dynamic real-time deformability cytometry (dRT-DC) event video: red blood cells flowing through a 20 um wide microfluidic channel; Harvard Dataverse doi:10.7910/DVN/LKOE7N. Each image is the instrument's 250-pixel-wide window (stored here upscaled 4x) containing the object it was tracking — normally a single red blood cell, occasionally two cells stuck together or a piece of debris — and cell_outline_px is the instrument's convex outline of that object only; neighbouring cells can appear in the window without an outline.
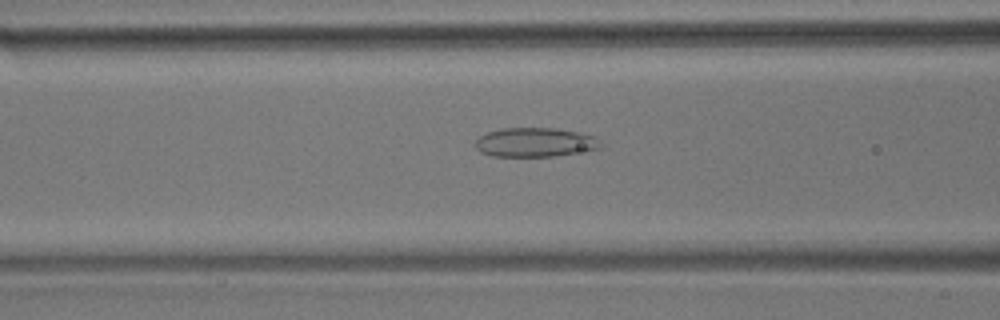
{"species": "common noctule bat (a hibernating species)", "species_latin": "Nyctalus noctula", "temperature_condition": "room temperature", "stored_images_in_passage": 37, "camera_frame_rate_fps": 3000, "um_per_image_px": 0.085, "animal": {"sex": "male", "body_mass_g": 17.9}, "frame": {"image": 1, "passage_image": 14, "time_ms": 4.333, "image_size_px": [1000, 320], "cell_outline_px": [[604, 144], [600, 148], [556, 156], [492, 156], [480, 152], [476, 148], [476, 140], [480, 136], [488, 132], [500, 128], [556, 128], [580, 132], [592, 136]], "centroid_in_image_um": [45.48, 12.09], "position_along_channel_um": 121.1, "area_um2": 21.27}}
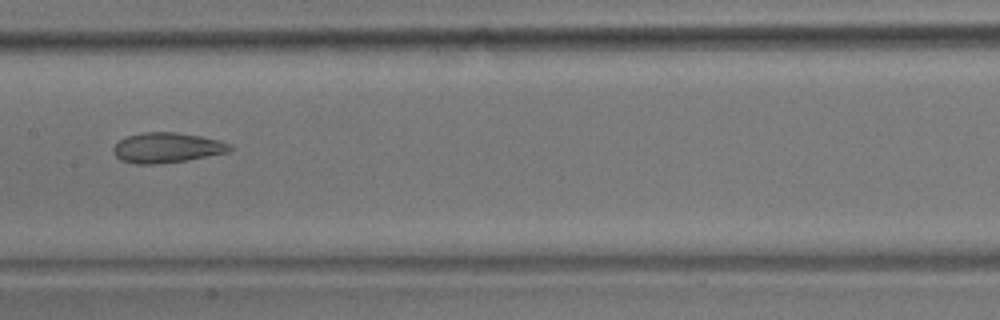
{"frame": {"image": 2, "passage_image": 20, "time_ms": 6.333, "image_size_px": [1000, 320], "cell_outline_px": [[232, 148], [228, 152], [188, 160], [156, 164], [136, 164], [120, 160], [112, 152], [112, 148], [120, 140], [128, 136], [144, 132], [176, 132], [200, 136], [220, 140], [232, 144]], "centroid_in_image_um": [14.19, 12.56], "position_along_channel_um": 193.2, "area_um2": 20.52}}
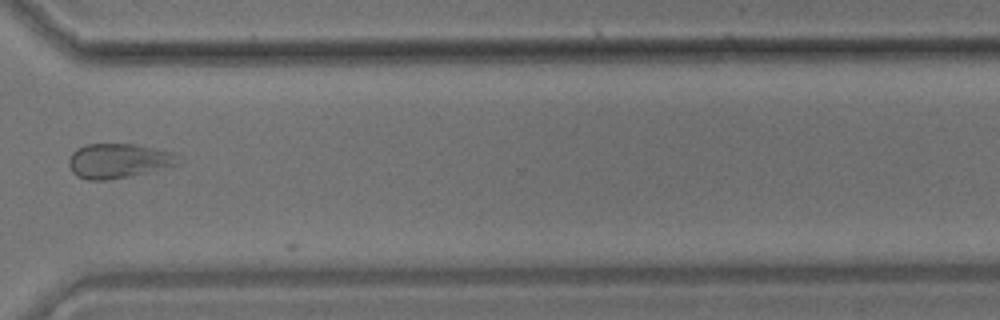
{"frame": {"image": 3, "passage_image": 34, "time_ms": 11.0, "image_size_px": [1000, 320], "cell_outline_px": [[180, 164], [148, 172], [108, 180], [88, 180], [76, 176], [72, 172], [68, 164], [68, 160], [72, 152], [76, 148], [84, 144], [132, 144], [156, 148], [172, 152]], "centroid_in_image_um": [10.0, 13.67], "position_along_channel_um": 360.6, "area_um2": 22.02}}